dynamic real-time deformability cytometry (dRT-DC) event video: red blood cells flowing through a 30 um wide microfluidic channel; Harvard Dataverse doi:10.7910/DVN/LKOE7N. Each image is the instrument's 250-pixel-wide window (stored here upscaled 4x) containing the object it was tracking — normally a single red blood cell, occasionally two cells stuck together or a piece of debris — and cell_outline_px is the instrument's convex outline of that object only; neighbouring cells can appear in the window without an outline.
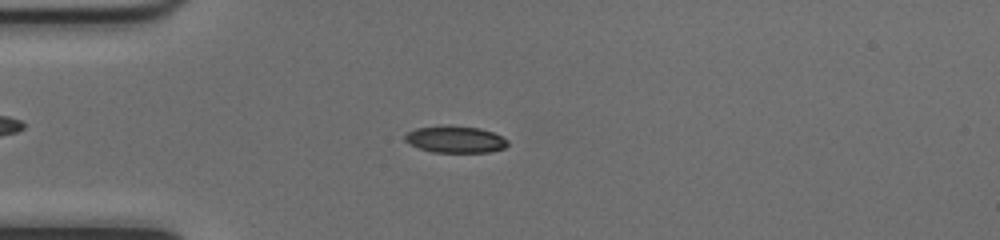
{"species": "common noctule bat (a hibernating species)", "species_latin": "Nyctalus noctula", "temperature_condition": "cold", "stored_images_in_passage": 51, "camera_frame_rate_fps": 3000, "um_per_image_px": 0.085, "animal": {"sex": "female", "body_mass_g": 17.0, "forearm_length_mm": 48.0}, "frame": {"image": 1, "passage_image": 14, "time_ms": 4.333, "image_size_px": [1000, 240], "cell_outline_px": [[508, 144], [504, 148], [488, 152], [432, 152], [420, 148], [404, 140], [404, 136], [408, 132], [416, 128], [480, 128], [492, 132], [508, 140]], "centroid_in_image_um": [38.73, 11.89], "position_along_channel_um": 46.3, "area_um2": 15.14}}
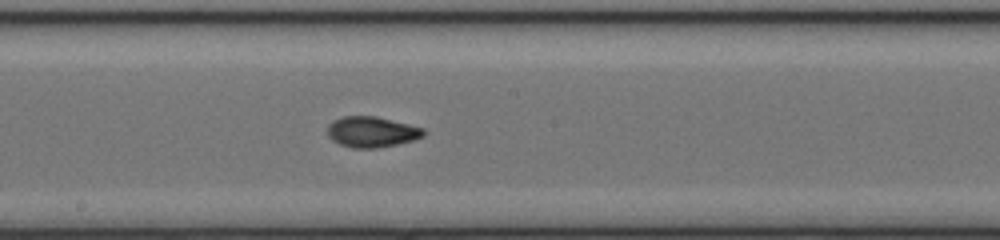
{"frame": {"image": 2, "passage_image": 28, "time_ms": 9.0, "image_size_px": [1000, 240], "cell_outline_px": [[424, 136], [412, 140], [396, 144], [376, 148], [352, 148], [340, 144], [332, 140], [328, 136], [328, 124], [332, 120], [344, 116], [376, 116], [424, 128]], "centroid_in_image_um": [31.57, 11.2], "position_along_channel_um": 216.6, "area_um2": 17.11}}
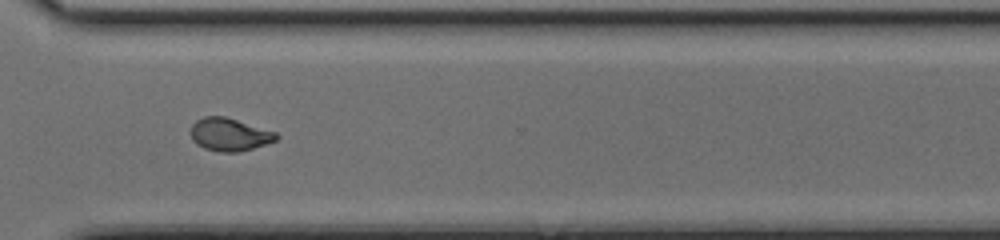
{"frame": {"image": 3, "passage_image": 38, "time_ms": 12.333, "image_size_px": [1000, 240], "cell_outline_px": [[280, 136], [276, 140], [240, 152], [220, 152], [204, 148], [196, 144], [192, 140], [188, 132], [192, 124], [196, 120], [204, 116], [224, 116], [276, 132]], "centroid_in_image_um": [19.45, 11.43], "position_along_channel_um": 351.2, "area_um2": 16.47}, "authors_computed_cell_mechanics": {"area_um2": 16.5308, "velocity_mm_per_s": 4.0418, "shape_relaxation_time_tau1_ms": 10.0804, "shape_relaxation_time_tau2_ms": 1.6108, "deformation_change_tau1": 0.2531, "deformation_change_tau2": 0.0554}}